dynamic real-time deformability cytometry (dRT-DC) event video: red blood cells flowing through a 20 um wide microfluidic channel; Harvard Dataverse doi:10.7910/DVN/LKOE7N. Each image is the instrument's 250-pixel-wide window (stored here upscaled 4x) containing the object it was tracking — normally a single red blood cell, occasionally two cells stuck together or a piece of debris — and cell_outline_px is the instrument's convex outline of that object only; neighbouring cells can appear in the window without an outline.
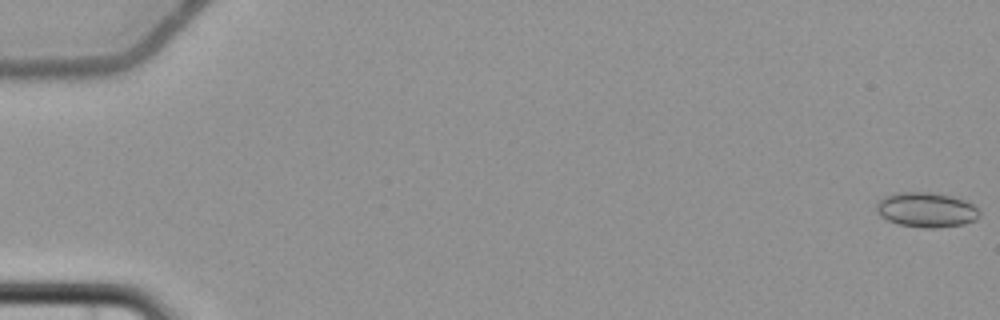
{"species": "common noctule bat (a hibernating species)", "species_latin": "Nyctalus noctula", "temperature_condition": "cold", "stored_images_in_passage": 5, "camera_frame_rate_fps": 3000, "um_per_image_px": 0.085, "animal": {"sex": "female", "body_mass_g": 22.7, "forearm_length_mm": 54.2}, "frame": {"image": 1, "passage_image": 1, "time_ms": 0.0, "image_size_px": [1000, 320], "cell_outline_px": [[980, 216], [976, 220], [964, 224], [936, 228], [924, 228], [900, 224], [888, 220], [880, 216], [876, 212], [876, 200], [884, 196], [896, 192], [932, 192], [952, 196], [968, 200], [980, 212]], "centroid_in_image_um": [78.73, 17.82], "position_along_channel_um": 6.3, "area_um2": 21.27}}
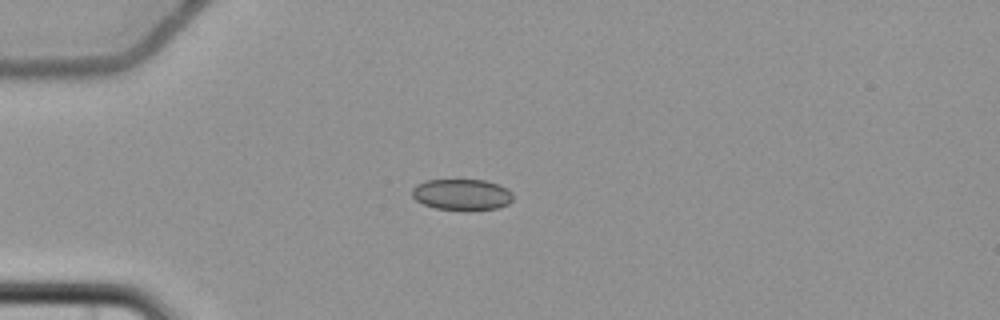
{"frame": {"image": 2, "passage_image": 5, "time_ms": 5.667, "image_size_px": [1000, 320], "cell_outline_px": [[512, 200], [508, 204], [496, 208], [468, 212], [464, 212], [436, 208], [424, 204], [416, 200], [412, 196], [412, 188], [416, 184], [428, 180], [484, 180], [508, 188], [512, 192]], "centroid_in_image_um": [39.26, 16.56], "position_along_channel_um": 45.7, "area_um2": 18.67}}